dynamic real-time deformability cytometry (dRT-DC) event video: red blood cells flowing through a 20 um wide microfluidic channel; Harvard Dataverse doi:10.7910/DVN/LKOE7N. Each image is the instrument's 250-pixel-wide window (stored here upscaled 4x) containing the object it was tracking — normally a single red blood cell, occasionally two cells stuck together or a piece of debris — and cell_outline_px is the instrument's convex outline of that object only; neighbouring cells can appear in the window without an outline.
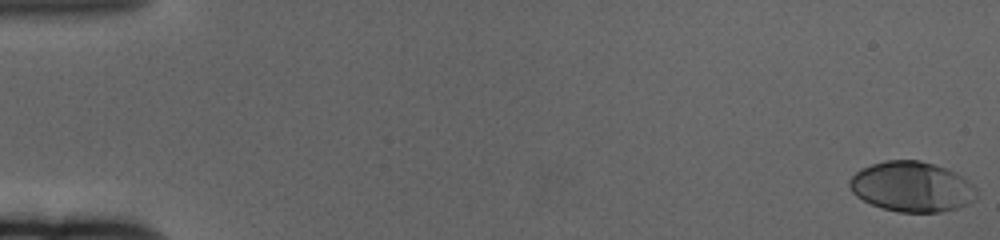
{"species": "human", "species_latin": "Homo sapiens", "temperature_condition": "cold", "stored_images_in_passage": 62, "camera_frame_rate_fps": 3000, "um_per_image_px": 0.085, "donor": {"sex": "female"}, "frame": {"image": 1, "passage_image": 1, "time_ms": 0.0, "image_size_px": [1000, 240], "cell_outline_px": [[976, 200], [968, 204], [956, 208], [940, 212], [900, 212], [884, 208], [872, 204], [856, 196], [852, 192], [848, 184], [848, 180], [860, 168], [884, 160], [920, 160], [956, 172], [968, 180], [976, 188]], "centroid_in_image_um": [77.5, 15.86], "position_along_channel_um": 7.5, "area_um2": 37.17}}
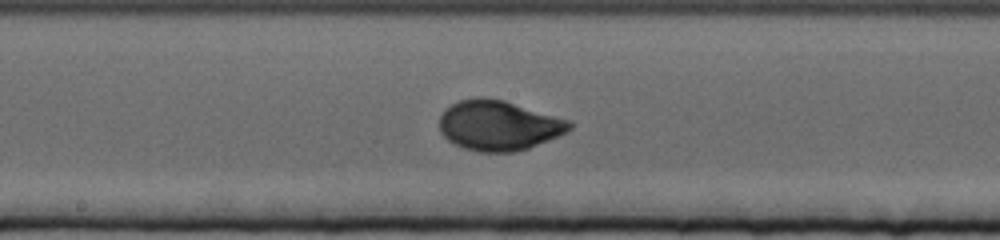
{"frame": {"image": 2, "passage_image": 34, "time_ms": 11.0, "image_size_px": [1000, 240], "cell_outline_px": [[572, 128], [568, 132], [528, 148], [512, 152], [480, 152], [464, 148], [448, 140], [440, 132], [440, 116], [452, 104], [460, 100], [476, 96], [484, 96], [504, 100], [572, 120]], "centroid_in_image_um": [42.42, 10.65], "position_along_channel_um": 205.8, "area_um2": 38.03}}
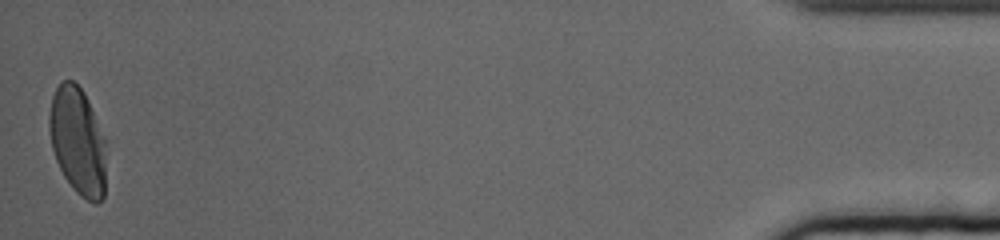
{"frame": {"image": 3, "passage_image": 62, "time_ms": 20.333, "image_size_px": [1000, 240], "cell_outline_px": [[108, 140], [104, 196], [96, 204], [80, 196], [76, 192], [64, 176], [56, 160], [52, 148], [48, 128], [48, 116], [52, 96], [56, 88], [64, 80], [72, 80], [84, 92]], "centroid_in_image_um": [6.65, 12.0], "position_along_channel_um": 428.6, "area_um2": 36.47}, "authors_computed_cell_mechanics": {"area_um2": 36.2117, "velocity_mm_per_s": 3.2936, "shape_relaxation_time_tau1_ms": 3.1869, "shape_relaxation_time_tau2_ms": null, "deformation_change_tau1": 0.1762, "deformation_change_tau2": null}}